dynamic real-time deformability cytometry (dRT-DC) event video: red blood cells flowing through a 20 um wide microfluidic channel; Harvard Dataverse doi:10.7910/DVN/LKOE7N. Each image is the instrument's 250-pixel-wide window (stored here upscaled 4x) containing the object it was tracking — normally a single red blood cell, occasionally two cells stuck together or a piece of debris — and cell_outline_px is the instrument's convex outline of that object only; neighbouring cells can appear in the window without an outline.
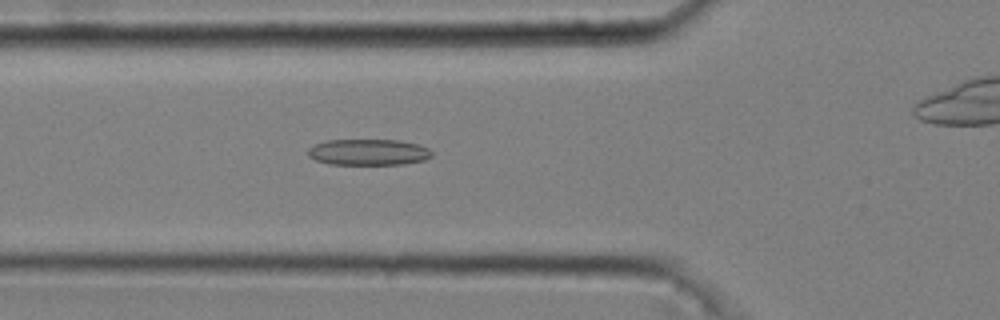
{"species": "common noctule bat (a hibernating species)", "species_latin": "Nyctalus noctula", "temperature_condition": "cold", "stored_images_in_passage": 44, "camera_frame_rate_fps": 3000, "um_per_image_px": 0.085, "animal": {"sex": "male", "body_mass_g": 20.4}, "frame": {"image": 1, "passage_image": 18, "time_ms": 5.667, "image_size_px": [1000, 320], "cell_outline_px": [[432, 156], [424, 160], [404, 164], [328, 164], [316, 160], [308, 156], [308, 148], [312, 144], [328, 140], [400, 140], [420, 144], [428, 148], [432, 152]], "centroid_in_image_um": [31.31, 12.92], "position_along_channel_um": 94.5, "area_um2": 19.02}}
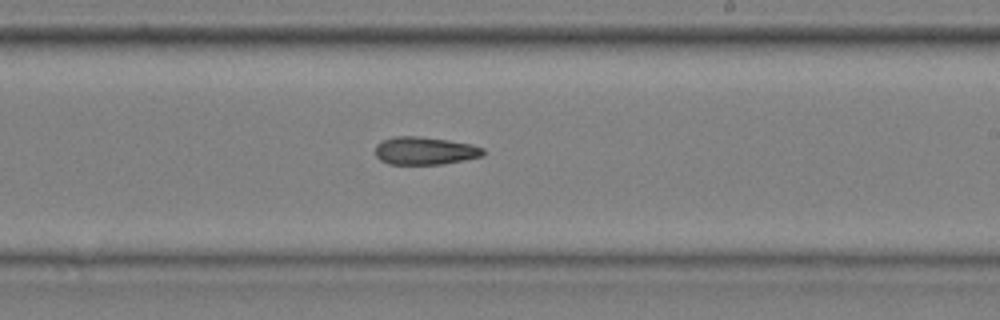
{"frame": {"image": 2, "passage_image": 31, "time_ms": 10.0, "image_size_px": [1000, 320], "cell_outline_px": [[484, 156], [444, 164], [388, 164], [380, 160], [376, 156], [376, 144], [380, 140], [392, 136], [420, 136], [448, 140], [472, 144], [484, 148]], "centroid_in_image_um": [36.1, 12.81], "position_along_channel_um": 252.9, "area_um2": 17.74}}
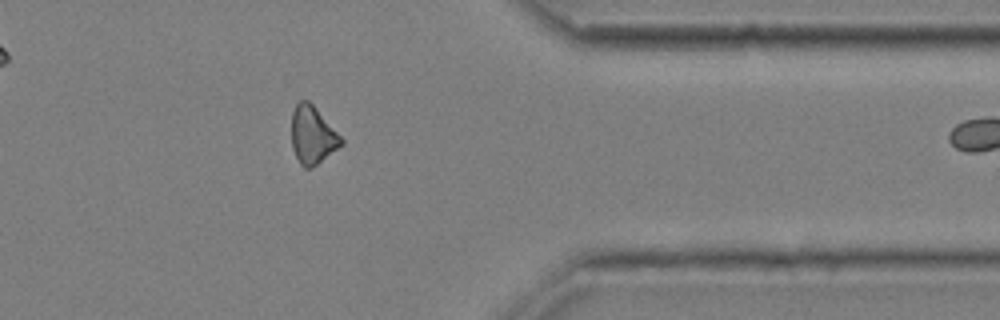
{"frame": {"image": 3, "passage_image": 43, "time_ms": 14.0, "image_size_px": [1000, 320], "cell_outline_px": [[344, 144], [312, 168], [304, 168], [300, 164], [292, 148], [292, 112], [296, 104], [300, 100], [308, 100], [316, 108], [344, 140]], "centroid_in_image_um": [26.56, 11.5], "position_along_channel_um": 384.8, "area_um2": 16.65}}